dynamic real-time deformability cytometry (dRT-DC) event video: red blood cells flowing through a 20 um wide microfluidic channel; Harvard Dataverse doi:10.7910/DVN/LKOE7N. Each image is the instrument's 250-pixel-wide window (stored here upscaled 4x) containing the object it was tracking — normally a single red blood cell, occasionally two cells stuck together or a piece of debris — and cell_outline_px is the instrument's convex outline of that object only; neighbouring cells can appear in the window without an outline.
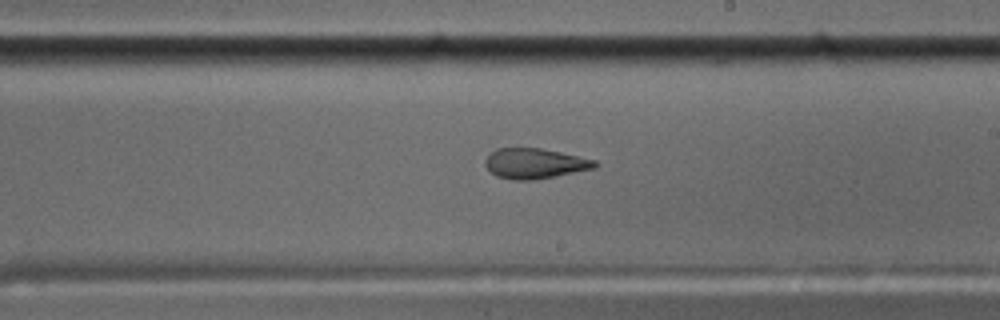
{"species": "common noctule bat (a hibernating species)", "species_latin": "Nyctalus noctula", "temperature_condition": "cold", "stored_images_in_passage": 58, "camera_frame_rate_fps": 3000, "um_per_image_px": 0.085, "animal": {"sex": "male", "body_mass_g": 17.5, "forearm_length_mm": 52.3}, "frame": {"image": 1, "passage_image": 34, "time_ms": 11.0, "image_size_px": [1000, 320], "cell_outline_px": [[600, 164], [596, 168], [532, 180], [512, 180], [496, 176], [484, 164], [484, 160], [488, 152], [496, 148], [540, 148], [560, 152], [596, 160]], "centroid_in_image_um": [45.43, 13.88], "position_along_channel_um": 243.6, "area_um2": 19.42}}
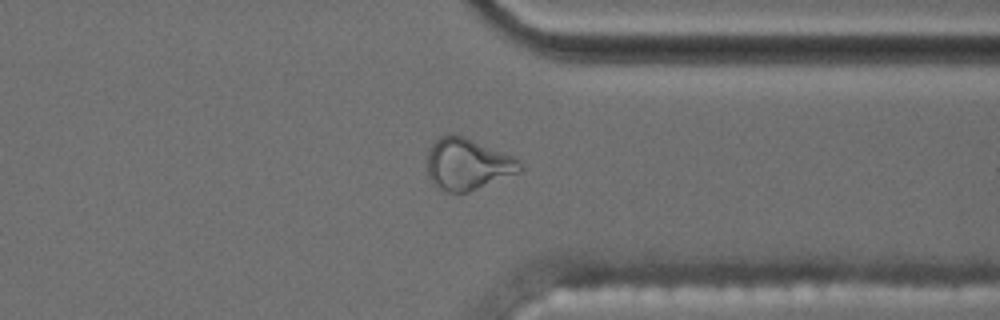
{"frame": {"image": 2, "passage_image": 45, "time_ms": 14.667, "image_size_px": [1000, 320], "cell_outline_px": [[524, 168], [520, 172], [468, 192], [444, 192], [432, 184], [428, 176], [428, 148], [440, 136], [448, 132], [464, 136], [512, 156], [520, 160]], "centroid_in_image_um": [39.72, 13.95], "position_along_channel_um": 371.7, "area_um2": 28.03}}
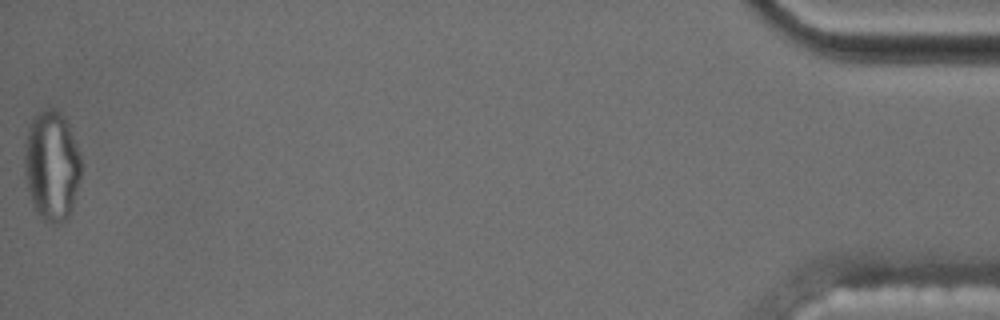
{"frame": {"image": 3, "passage_image": 58, "time_ms": 19.0, "image_size_px": [1000, 320], "cell_outline_px": [[80, 176], [72, 204], [68, 216], [64, 220], [44, 220], [36, 212], [32, 204], [24, 176], [24, 144], [28, 128], [32, 120], [40, 112], [48, 108], [56, 108], [64, 116], [68, 124], [80, 156]], "centroid_in_image_um": [4.35, 14.03], "position_along_channel_um": 430.8, "area_um2": 35.72}, "authors_computed_cell_mechanics": {"area_um2": 19.7965, "velocity_mm_per_s": 3.5279, "shape_relaxation_time_tau1_ms": null, "shape_relaxation_time_tau2_ms": 1.9585, "deformation_change_tau1": null, "deformation_change_tau2": 0.0964}}